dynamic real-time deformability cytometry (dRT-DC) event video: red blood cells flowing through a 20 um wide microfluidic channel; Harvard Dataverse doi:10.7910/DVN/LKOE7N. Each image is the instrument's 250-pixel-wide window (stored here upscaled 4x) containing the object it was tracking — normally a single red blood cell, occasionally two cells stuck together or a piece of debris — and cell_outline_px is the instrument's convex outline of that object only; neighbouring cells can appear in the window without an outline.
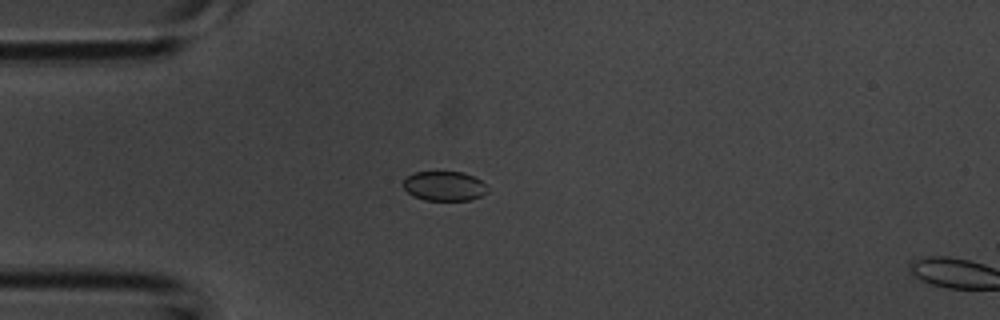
{"species": "common noctule bat (a hibernating species)", "species_latin": "Nyctalus noctula", "temperature_condition": "room temperature", "stored_images_in_passage": 13, "camera_frame_rate_fps": 3000, "um_per_image_px": 0.085, "animal": {"sex": "male", "body_mass_g": 20.1, "forearm_length_mm": 53.5}, "frame": {"image": 1, "passage_image": 11, "time_ms": 3.333, "image_size_px": [1000, 320], "cell_outline_px": [[488, 192], [472, 200], [424, 200], [412, 196], [404, 188], [404, 180], [408, 176], [416, 172], [436, 168], [464, 172], [480, 180], [484, 184]], "centroid_in_image_um": [37.74, 15.76], "position_along_channel_um": 47.3, "area_um2": 15.09}}